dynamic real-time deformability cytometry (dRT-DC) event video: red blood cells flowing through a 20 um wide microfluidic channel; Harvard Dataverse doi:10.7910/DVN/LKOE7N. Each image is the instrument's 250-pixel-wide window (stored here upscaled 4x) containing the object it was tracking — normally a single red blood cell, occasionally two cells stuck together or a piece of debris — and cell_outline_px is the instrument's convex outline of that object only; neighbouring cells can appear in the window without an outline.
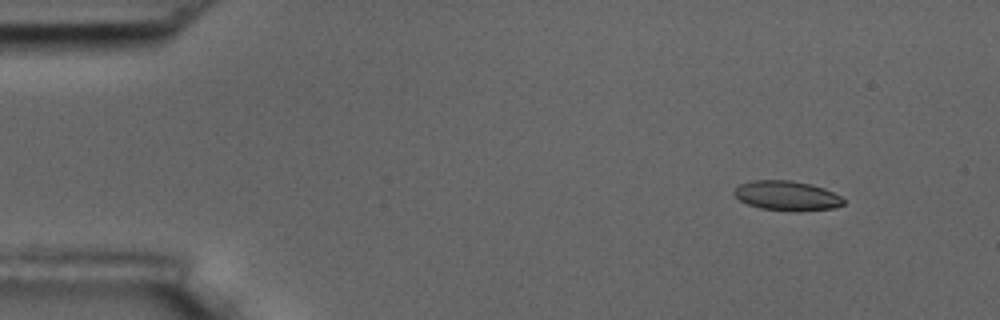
{"species": "common noctule bat (a hibernating species)", "species_latin": "Nyctalus noctula", "temperature_condition": "room temperature", "stored_images_in_passage": 6, "camera_frame_rate_fps": 3000, "um_per_image_px": 0.085, "animal": {"sex": "male", "body_mass_g": 17.5, "forearm_length_mm": 52.3}, "frame": {"image": 1, "passage_image": 2, "time_ms": 1.333, "image_size_px": [1000, 320], "cell_outline_px": [[844, 204], [836, 208], [800, 212], [792, 212], [760, 208], [748, 204], [740, 200], [732, 192], [740, 184], [752, 180], [788, 180], [808, 184], [824, 188], [840, 196], [844, 200]], "centroid_in_image_um": [66.89, 16.66], "position_along_channel_um": 18.1, "area_um2": 19.02}}
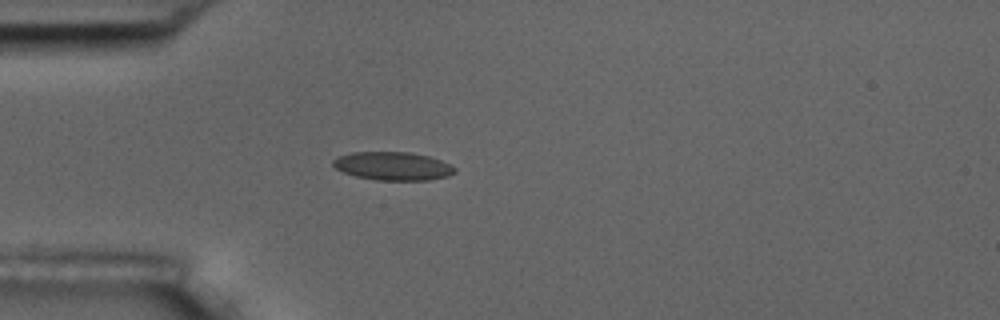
{"frame": {"image": 2, "passage_image": 5, "time_ms": 4.667, "image_size_px": [1000, 320], "cell_outline_px": [[456, 172], [448, 176], [428, 180], [376, 180], [356, 176], [344, 172], [336, 168], [332, 164], [332, 160], [336, 156], [352, 152], [408, 152], [428, 156], [440, 160], [456, 168]], "centroid_in_image_um": [33.37, 14.11], "position_along_channel_um": 51.6, "area_um2": 20.06}}